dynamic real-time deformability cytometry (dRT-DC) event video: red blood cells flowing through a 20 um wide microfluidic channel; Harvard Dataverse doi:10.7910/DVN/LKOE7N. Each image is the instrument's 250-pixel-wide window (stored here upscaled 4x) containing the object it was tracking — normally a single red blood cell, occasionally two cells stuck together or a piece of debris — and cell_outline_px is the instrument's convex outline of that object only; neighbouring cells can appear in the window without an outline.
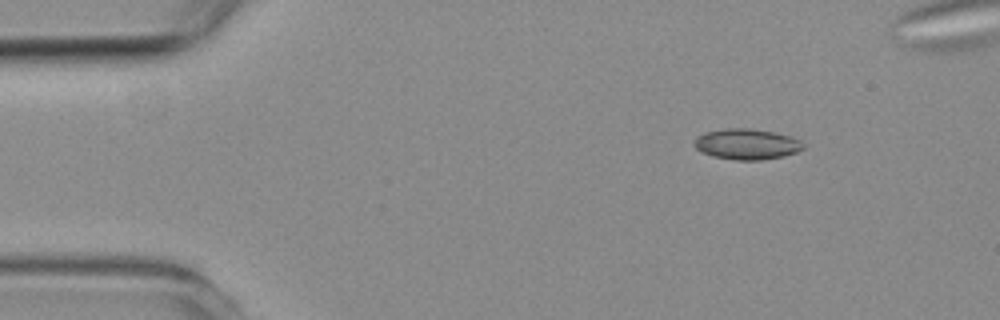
{"species": "common noctule bat (a hibernating species)", "species_latin": "Nyctalus noctula", "temperature_condition": "room temperature", "stored_images_in_passage": 5, "camera_frame_rate_fps": 3000, "um_per_image_px": 0.085, "animal": {"sex": "female", "body_mass_g": 19.3, "forearm_length_mm": 54.1}, "frame": {"image": 1, "passage_image": 1, "time_ms": 0.0, "image_size_px": [1000, 320], "cell_outline_px": [[804, 148], [796, 152], [784, 156], [760, 160], [736, 160], [712, 156], [696, 148], [692, 144], [696, 136], [704, 132], [728, 128], [748, 128], [776, 132], [800, 140], [804, 144]], "centroid_in_image_um": [63.46, 12.24], "position_along_channel_um": 21.5, "area_um2": 19.54}}